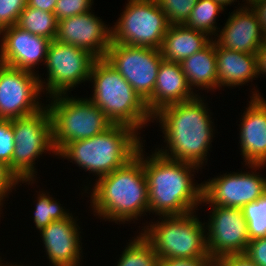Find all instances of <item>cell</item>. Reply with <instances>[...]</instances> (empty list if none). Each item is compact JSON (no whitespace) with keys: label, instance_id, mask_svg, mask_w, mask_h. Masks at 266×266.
Returning a JSON list of instances; mask_svg holds the SVG:
<instances>
[{"label":"cell","instance_id":"6da1fadb","mask_svg":"<svg viewBox=\"0 0 266 266\" xmlns=\"http://www.w3.org/2000/svg\"><path fill=\"white\" fill-rule=\"evenodd\" d=\"M203 98L197 95L192 100L164 106L152 116L153 121L161 125L163 142L167 143L163 149L157 147L154 151L171 160L193 163L201 169L207 164L215 129L212 112L209 113L210 108Z\"/></svg>","mask_w":266,"mask_h":266},{"label":"cell","instance_id":"7a4b0ae2","mask_svg":"<svg viewBox=\"0 0 266 266\" xmlns=\"http://www.w3.org/2000/svg\"><path fill=\"white\" fill-rule=\"evenodd\" d=\"M142 144V164L149 192V212L157 216L194 212L202 202L203 184L194 174L200 167L189 162L171 160L158 152L146 156ZM197 170V171H195Z\"/></svg>","mask_w":266,"mask_h":266},{"label":"cell","instance_id":"3957f363","mask_svg":"<svg viewBox=\"0 0 266 266\" xmlns=\"http://www.w3.org/2000/svg\"><path fill=\"white\" fill-rule=\"evenodd\" d=\"M95 182L90 189V206L94 216L103 218L104 221L125 224L138 220L146 212L149 213V192L142 164V145L127 164Z\"/></svg>","mask_w":266,"mask_h":266},{"label":"cell","instance_id":"277c9868","mask_svg":"<svg viewBox=\"0 0 266 266\" xmlns=\"http://www.w3.org/2000/svg\"><path fill=\"white\" fill-rule=\"evenodd\" d=\"M141 138L140 133L129 126L112 124L91 138L65 144L57 156L71 160L80 169L100 178L123 167L135 157L143 144Z\"/></svg>","mask_w":266,"mask_h":266},{"label":"cell","instance_id":"5b68a950","mask_svg":"<svg viewBox=\"0 0 266 266\" xmlns=\"http://www.w3.org/2000/svg\"><path fill=\"white\" fill-rule=\"evenodd\" d=\"M89 81L94 88L89 99L112 124L126 125L139 133L153 122L145 102L105 58L94 61Z\"/></svg>","mask_w":266,"mask_h":266},{"label":"cell","instance_id":"8992f818","mask_svg":"<svg viewBox=\"0 0 266 266\" xmlns=\"http://www.w3.org/2000/svg\"><path fill=\"white\" fill-rule=\"evenodd\" d=\"M195 214L196 211L159 216V221L144 225L140 232L151 242L159 260L212 259L207 250L205 222L202 223Z\"/></svg>","mask_w":266,"mask_h":266},{"label":"cell","instance_id":"52a82bcc","mask_svg":"<svg viewBox=\"0 0 266 266\" xmlns=\"http://www.w3.org/2000/svg\"><path fill=\"white\" fill-rule=\"evenodd\" d=\"M69 94L49 97L53 145L58 152L65 144L88 139L104 132L112 123L104 112L88 98Z\"/></svg>","mask_w":266,"mask_h":266},{"label":"cell","instance_id":"ba28073f","mask_svg":"<svg viewBox=\"0 0 266 266\" xmlns=\"http://www.w3.org/2000/svg\"><path fill=\"white\" fill-rule=\"evenodd\" d=\"M12 129L15 142L12 173L20 183L32 185L36 183L38 172L35 161L40 158V155L52 152L57 156L53 145L51 116L48 108L45 106L32 115L12 119Z\"/></svg>","mask_w":266,"mask_h":266},{"label":"cell","instance_id":"9c48e42d","mask_svg":"<svg viewBox=\"0 0 266 266\" xmlns=\"http://www.w3.org/2000/svg\"><path fill=\"white\" fill-rule=\"evenodd\" d=\"M112 27V43L159 49L169 27L156 0H127Z\"/></svg>","mask_w":266,"mask_h":266},{"label":"cell","instance_id":"30bf717a","mask_svg":"<svg viewBox=\"0 0 266 266\" xmlns=\"http://www.w3.org/2000/svg\"><path fill=\"white\" fill-rule=\"evenodd\" d=\"M96 59L85 49L61 43L56 39L52 40L44 64L47 68V79L42 80V76L39 77L42 94L46 91L48 97L68 94L70 89L89 81L91 68Z\"/></svg>","mask_w":266,"mask_h":266},{"label":"cell","instance_id":"8fae6325","mask_svg":"<svg viewBox=\"0 0 266 266\" xmlns=\"http://www.w3.org/2000/svg\"><path fill=\"white\" fill-rule=\"evenodd\" d=\"M104 58L144 102L152 96L158 68L164 60L159 49L111 43Z\"/></svg>","mask_w":266,"mask_h":266},{"label":"cell","instance_id":"7c38bea8","mask_svg":"<svg viewBox=\"0 0 266 266\" xmlns=\"http://www.w3.org/2000/svg\"><path fill=\"white\" fill-rule=\"evenodd\" d=\"M249 172H230L202 182V202L209 206L243 208L266 192V178L257 170L266 164H245ZM255 172V173H254ZM258 173V174H257Z\"/></svg>","mask_w":266,"mask_h":266},{"label":"cell","instance_id":"4fadbf2b","mask_svg":"<svg viewBox=\"0 0 266 266\" xmlns=\"http://www.w3.org/2000/svg\"><path fill=\"white\" fill-rule=\"evenodd\" d=\"M39 76L0 63V119L26 117L45 107Z\"/></svg>","mask_w":266,"mask_h":266},{"label":"cell","instance_id":"5bb4252c","mask_svg":"<svg viewBox=\"0 0 266 266\" xmlns=\"http://www.w3.org/2000/svg\"><path fill=\"white\" fill-rule=\"evenodd\" d=\"M211 207L210 217L205 222L209 256L216 260L226 255L244 254L250 240L242 208Z\"/></svg>","mask_w":266,"mask_h":266},{"label":"cell","instance_id":"9a60e30c","mask_svg":"<svg viewBox=\"0 0 266 266\" xmlns=\"http://www.w3.org/2000/svg\"><path fill=\"white\" fill-rule=\"evenodd\" d=\"M92 10L58 21L56 40L80 47L93 56L104 58L112 43V27H108Z\"/></svg>","mask_w":266,"mask_h":266},{"label":"cell","instance_id":"2e32d148","mask_svg":"<svg viewBox=\"0 0 266 266\" xmlns=\"http://www.w3.org/2000/svg\"><path fill=\"white\" fill-rule=\"evenodd\" d=\"M0 63L36 73L34 68L45 64L51 40L32 34L16 24L0 31Z\"/></svg>","mask_w":266,"mask_h":266},{"label":"cell","instance_id":"e0dca14e","mask_svg":"<svg viewBox=\"0 0 266 266\" xmlns=\"http://www.w3.org/2000/svg\"><path fill=\"white\" fill-rule=\"evenodd\" d=\"M77 221V217L75 219L71 214L68 218L52 221L39 231L52 266L82 265V237Z\"/></svg>","mask_w":266,"mask_h":266},{"label":"cell","instance_id":"ac0fdd59","mask_svg":"<svg viewBox=\"0 0 266 266\" xmlns=\"http://www.w3.org/2000/svg\"><path fill=\"white\" fill-rule=\"evenodd\" d=\"M253 90L240 119V155L244 164H266V100L259 90Z\"/></svg>","mask_w":266,"mask_h":266},{"label":"cell","instance_id":"d6986e66","mask_svg":"<svg viewBox=\"0 0 266 266\" xmlns=\"http://www.w3.org/2000/svg\"><path fill=\"white\" fill-rule=\"evenodd\" d=\"M225 26L218 30L214 41L227 50L256 54L264 43L260 24L248 5H242L230 13Z\"/></svg>","mask_w":266,"mask_h":266},{"label":"cell","instance_id":"ffe728a7","mask_svg":"<svg viewBox=\"0 0 266 266\" xmlns=\"http://www.w3.org/2000/svg\"><path fill=\"white\" fill-rule=\"evenodd\" d=\"M188 86L179 63L163 60L158 68L152 96L145 102L152 116L162 107L194 99L198 93Z\"/></svg>","mask_w":266,"mask_h":266},{"label":"cell","instance_id":"44dd1931","mask_svg":"<svg viewBox=\"0 0 266 266\" xmlns=\"http://www.w3.org/2000/svg\"><path fill=\"white\" fill-rule=\"evenodd\" d=\"M219 90L245 85L258 78L257 55L227 50L215 42Z\"/></svg>","mask_w":266,"mask_h":266},{"label":"cell","instance_id":"7402d4cb","mask_svg":"<svg viewBox=\"0 0 266 266\" xmlns=\"http://www.w3.org/2000/svg\"><path fill=\"white\" fill-rule=\"evenodd\" d=\"M213 39L206 33L183 25H169L160 48L162 58L180 63L205 48Z\"/></svg>","mask_w":266,"mask_h":266},{"label":"cell","instance_id":"603a6c76","mask_svg":"<svg viewBox=\"0 0 266 266\" xmlns=\"http://www.w3.org/2000/svg\"><path fill=\"white\" fill-rule=\"evenodd\" d=\"M179 64L192 91L195 90L193 87L200 88L199 90L202 89V91L203 89L208 91L219 89L214 40Z\"/></svg>","mask_w":266,"mask_h":266},{"label":"cell","instance_id":"cb8c5ba5","mask_svg":"<svg viewBox=\"0 0 266 266\" xmlns=\"http://www.w3.org/2000/svg\"><path fill=\"white\" fill-rule=\"evenodd\" d=\"M16 25L51 41L57 37L58 21L54 13L26 6L21 12Z\"/></svg>","mask_w":266,"mask_h":266},{"label":"cell","instance_id":"d4e9b609","mask_svg":"<svg viewBox=\"0 0 266 266\" xmlns=\"http://www.w3.org/2000/svg\"><path fill=\"white\" fill-rule=\"evenodd\" d=\"M120 256L116 266H159L153 245L140 232L127 243Z\"/></svg>","mask_w":266,"mask_h":266},{"label":"cell","instance_id":"484cf974","mask_svg":"<svg viewBox=\"0 0 266 266\" xmlns=\"http://www.w3.org/2000/svg\"><path fill=\"white\" fill-rule=\"evenodd\" d=\"M224 9L225 8L215 0H198L184 25L204 32L214 39L218 34V29L220 30V28L216 26V17L221 11H224ZM212 35H214V37H212Z\"/></svg>","mask_w":266,"mask_h":266},{"label":"cell","instance_id":"4316f807","mask_svg":"<svg viewBox=\"0 0 266 266\" xmlns=\"http://www.w3.org/2000/svg\"><path fill=\"white\" fill-rule=\"evenodd\" d=\"M44 191H39L36 198V206L33 221L36 229L41 230L47 227L52 221L68 218L70 213L60 202ZM65 208V209H64ZM68 211V212H67Z\"/></svg>","mask_w":266,"mask_h":266},{"label":"cell","instance_id":"83f0119b","mask_svg":"<svg viewBox=\"0 0 266 266\" xmlns=\"http://www.w3.org/2000/svg\"><path fill=\"white\" fill-rule=\"evenodd\" d=\"M242 211L248 225L249 240L266 236V192L256 201L246 204Z\"/></svg>","mask_w":266,"mask_h":266},{"label":"cell","instance_id":"f1b7e54d","mask_svg":"<svg viewBox=\"0 0 266 266\" xmlns=\"http://www.w3.org/2000/svg\"><path fill=\"white\" fill-rule=\"evenodd\" d=\"M198 0H156L170 25H183Z\"/></svg>","mask_w":266,"mask_h":266},{"label":"cell","instance_id":"f546056e","mask_svg":"<svg viewBox=\"0 0 266 266\" xmlns=\"http://www.w3.org/2000/svg\"><path fill=\"white\" fill-rule=\"evenodd\" d=\"M14 146L12 119H0V161L9 167L11 172Z\"/></svg>","mask_w":266,"mask_h":266},{"label":"cell","instance_id":"4dcf8cb0","mask_svg":"<svg viewBox=\"0 0 266 266\" xmlns=\"http://www.w3.org/2000/svg\"><path fill=\"white\" fill-rule=\"evenodd\" d=\"M93 0H58L54 14L57 21L91 11Z\"/></svg>","mask_w":266,"mask_h":266},{"label":"cell","instance_id":"1f68e13d","mask_svg":"<svg viewBox=\"0 0 266 266\" xmlns=\"http://www.w3.org/2000/svg\"><path fill=\"white\" fill-rule=\"evenodd\" d=\"M27 0H0V31L17 24Z\"/></svg>","mask_w":266,"mask_h":266},{"label":"cell","instance_id":"d6a6232c","mask_svg":"<svg viewBox=\"0 0 266 266\" xmlns=\"http://www.w3.org/2000/svg\"><path fill=\"white\" fill-rule=\"evenodd\" d=\"M244 255L257 266H266V236L250 240Z\"/></svg>","mask_w":266,"mask_h":266},{"label":"cell","instance_id":"836d02e7","mask_svg":"<svg viewBox=\"0 0 266 266\" xmlns=\"http://www.w3.org/2000/svg\"><path fill=\"white\" fill-rule=\"evenodd\" d=\"M18 184H20L19 180L9 170V167L0 161V194L4 198H8L12 190H15Z\"/></svg>","mask_w":266,"mask_h":266},{"label":"cell","instance_id":"e575fe53","mask_svg":"<svg viewBox=\"0 0 266 266\" xmlns=\"http://www.w3.org/2000/svg\"><path fill=\"white\" fill-rule=\"evenodd\" d=\"M159 266H214V260L168 258L159 260Z\"/></svg>","mask_w":266,"mask_h":266},{"label":"cell","instance_id":"d590c367","mask_svg":"<svg viewBox=\"0 0 266 266\" xmlns=\"http://www.w3.org/2000/svg\"><path fill=\"white\" fill-rule=\"evenodd\" d=\"M214 266H257L244 254L226 255L214 260Z\"/></svg>","mask_w":266,"mask_h":266},{"label":"cell","instance_id":"8d00e7d4","mask_svg":"<svg viewBox=\"0 0 266 266\" xmlns=\"http://www.w3.org/2000/svg\"><path fill=\"white\" fill-rule=\"evenodd\" d=\"M247 5L252 9L260 24L263 35L266 36V0L255 1Z\"/></svg>","mask_w":266,"mask_h":266},{"label":"cell","instance_id":"74e56055","mask_svg":"<svg viewBox=\"0 0 266 266\" xmlns=\"http://www.w3.org/2000/svg\"><path fill=\"white\" fill-rule=\"evenodd\" d=\"M58 0H27V6L54 13Z\"/></svg>","mask_w":266,"mask_h":266},{"label":"cell","instance_id":"f35d334b","mask_svg":"<svg viewBox=\"0 0 266 266\" xmlns=\"http://www.w3.org/2000/svg\"><path fill=\"white\" fill-rule=\"evenodd\" d=\"M257 74L266 75V44L263 43L257 50Z\"/></svg>","mask_w":266,"mask_h":266},{"label":"cell","instance_id":"ab89813d","mask_svg":"<svg viewBox=\"0 0 266 266\" xmlns=\"http://www.w3.org/2000/svg\"><path fill=\"white\" fill-rule=\"evenodd\" d=\"M215 1L218 2L223 8H226V6L233 4L234 1L237 2V0H215Z\"/></svg>","mask_w":266,"mask_h":266},{"label":"cell","instance_id":"60d3db41","mask_svg":"<svg viewBox=\"0 0 266 266\" xmlns=\"http://www.w3.org/2000/svg\"><path fill=\"white\" fill-rule=\"evenodd\" d=\"M4 199H5V198L0 194V214H1V211H2L1 209L3 208V205H4V204H3V202H4L3 200H4ZM1 207H2V208H1Z\"/></svg>","mask_w":266,"mask_h":266},{"label":"cell","instance_id":"b9f144b4","mask_svg":"<svg viewBox=\"0 0 266 266\" xmlns=\"http://www.w3.org/2000/svg\"><path fill=\"white\" fill-rule=\"evenodd\" d=\"M4 266H23V265H20V264L18 265L17 263L16 264H14V263L13 264H11V263L9 264L8 262H6Z\"/></svg>","mask_w":266,"mask_h":266},{"label":"cell","instance_id":"7bdbcfd3","mask_svg":"<svg viewBox=\"0 0 266 266\" xmlns=\"http://www.w3.org/2000/svg\"><path fill=\"white\" fill-rule=\"evenodd\" d=\"M255 1H259V0H246L245 1L246 3H244V4H251V3L255 2Z\"/></svg>","mask_w":266,"mask_h":266},{"label":"cell","instance_id":"ee69618b","mask_svg":"<svg viewBox=\"0 0 266 266\" xmlns=\"http://www.w3.org/2000/svg\"><path fill=\"white\" fill-rule=\"evenodd\" d=\"M2 258H0V266H4L5 264L2 263Z\"/></svg>","mask_w":266,"mask_h":266}]
</instances>
